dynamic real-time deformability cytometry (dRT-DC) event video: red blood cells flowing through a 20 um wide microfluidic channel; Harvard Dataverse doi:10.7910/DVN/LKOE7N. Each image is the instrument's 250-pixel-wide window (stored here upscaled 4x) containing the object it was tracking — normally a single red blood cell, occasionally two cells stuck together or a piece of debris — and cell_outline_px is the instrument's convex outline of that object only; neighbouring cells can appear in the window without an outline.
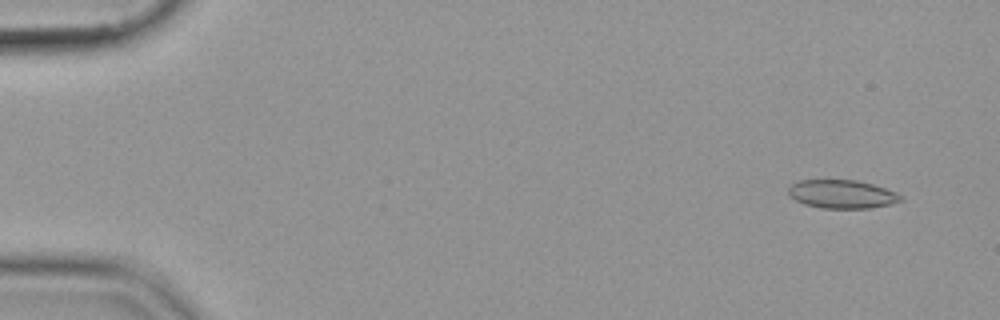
{"species": "common noctule bat (a hibernating species)", "species_latin": "Nyctalus noctula", "temperature_condition": "cold", "stored_images_in_passage": 39, "camera_frame_rate_fps": 3000, "um_per_image_px": 0.085, "animal": {"sex": "female", "body_mass_g": 19.9}, "frame": {"image": 1, "passage_image": 2, "time_ms": 0.333, "image_size_px": [1000, 320], "cell_outline_px": [[904, 200], [888, 204], [868, 208], [820, 208], [804, 204], [788, 196], [788, 188], [792, 184], [800, 180], [856, 180], [872, 184], [896, 192], [904, 196]], "centroid_in_image_um": [71.55, 16.5], "position_along_channel_um": 13.4, "area_um2": 18.61}}
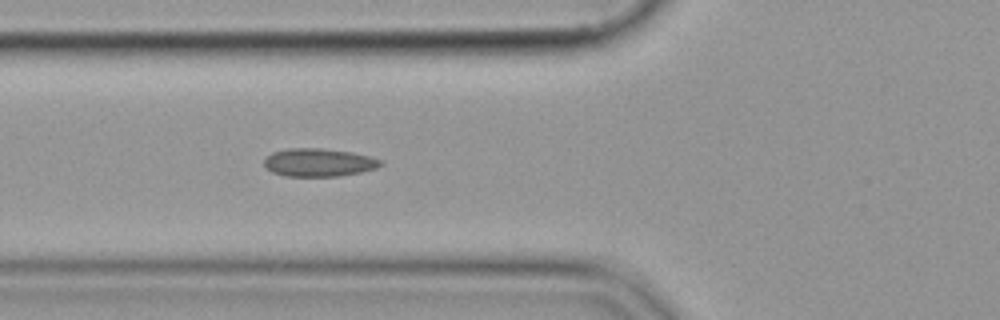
{"frame": {"image": 2, "passage_image": 19, "time_ms": 6.0, "image_size_px": [1000, 320], "cell_outline_px": [[384, 164], [376, 168], [360, 172], [336, 176], [284, 176], [272, 172], [264, 168], [264, 160], [272, 152], [288, 148], [320, 148], [352, 152], [368, 156], [380, 160]], "centroid_in_image_um": [27.05, 13.81], "position_along_channel_um": 98.7, "area_um2": 19.02}}
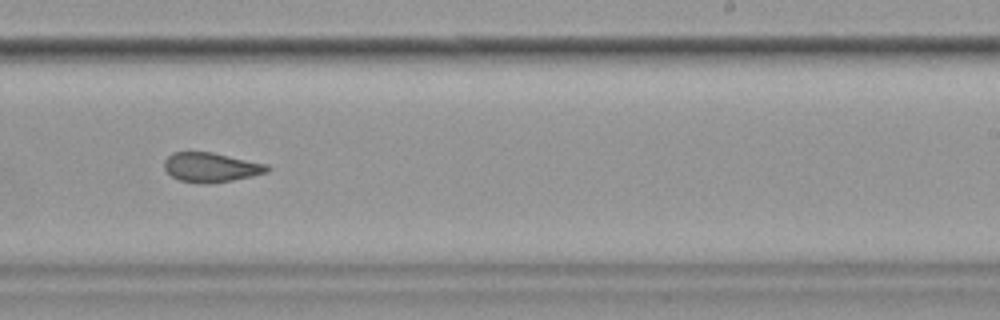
{"frame": {"image": 3, "passage_image": 33, "time_ms": 10.667, "image_size_px": [1000, 320], "cell_outline_px": [[272, 168], [268, 172], [252, 176], [232, 180], [180, 180], [172, 176], [164, 168], [164, 160], [172, 152], [212, 152], [268, 164]], "centroid_in_image_um": [17.98, 14.16], "position_along_channel_um": 271.0, "area_um2": 16.94}}